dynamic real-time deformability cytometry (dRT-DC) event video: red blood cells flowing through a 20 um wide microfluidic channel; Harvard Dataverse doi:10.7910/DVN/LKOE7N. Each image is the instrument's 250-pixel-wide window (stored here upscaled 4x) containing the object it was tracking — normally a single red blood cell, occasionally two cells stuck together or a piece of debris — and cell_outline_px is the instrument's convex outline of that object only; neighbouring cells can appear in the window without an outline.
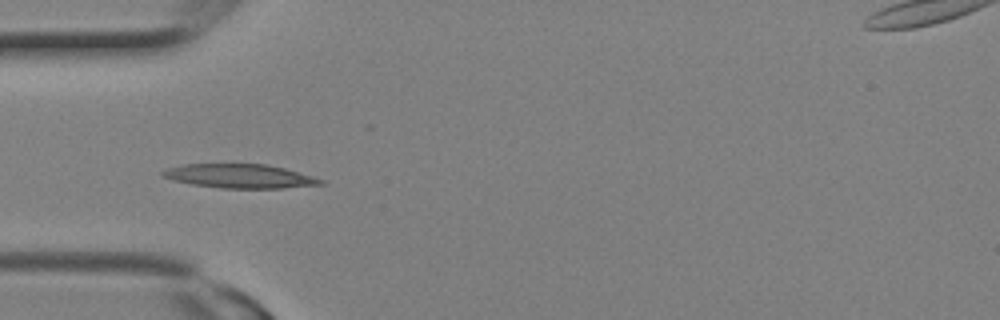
{"species": "Egyptian fruit bat (a non-hibernating species)", "species_latin": "Rousettus aegyptiacus", "temperature_condition": "room temperature", "stored_images_in_passage": 17, "camera_frame_rate_fps": 3000, "um_per_image_px": 0.085, "animal": {"sex": "female"}, "frame": {"image": 1, "passage_image": 8, "time_ms": 2.333, "image_size_px": [1000, 320], "cell_outline_px": [[324, 184], [284, 188], [220, 188], [192, 184], [172, 180], [160, 176], [160, 172], [168, 168], [184, 164], [268, 164], [284, 168], [312, 176], [324, 180]], "centroid_in_image_um": [20.35, 14.97], "position_along_channel_um": 64.6, "area_um2": 22.08}}
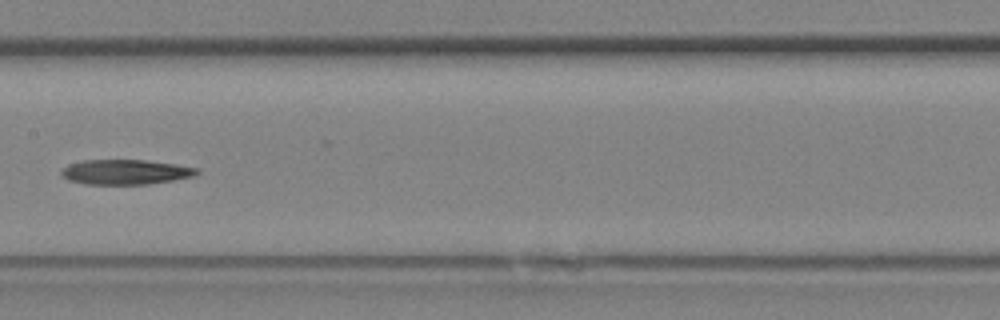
{"frame": {"image": 2, "passage_image": 13, "time_ms": 4.0, "image_size_px": [1000, 320], "cell_outline_px": [[200, 172], [196, 176], [148, 184], [88, 184], [68, 180], [60, 176], [60, 172], [68, 164], [84, 160], [144, 160], [176, 164], [200, 168]], "centroid_in_image_um": [10.69, 14.62], "position_along_channel_um": 196.7, "area_um2": 19.77}}
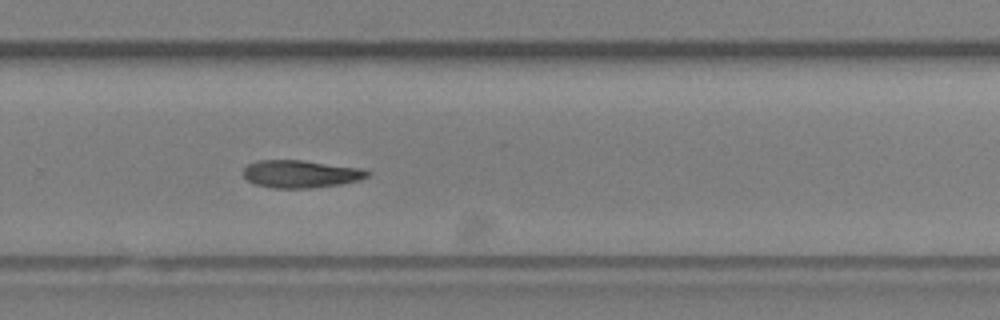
{"frame": {"image": 3, "passage_image": 17, "time_ms": 5.333, "image_size_px": [1000, 320], "cell_outline_px": [[372, 172], [368, 176], [360, 180], [340, 184], [312, 188], [272, 188], [256, 184], [248, 180], [244, 176], [244, 168], [248, 164], [256, 160], [300, 160], [364, 168]], "centroid_in_image_um": [25.6, 14.78], "position_along_channel_um": 304.2, "area_um2": 20.06}}